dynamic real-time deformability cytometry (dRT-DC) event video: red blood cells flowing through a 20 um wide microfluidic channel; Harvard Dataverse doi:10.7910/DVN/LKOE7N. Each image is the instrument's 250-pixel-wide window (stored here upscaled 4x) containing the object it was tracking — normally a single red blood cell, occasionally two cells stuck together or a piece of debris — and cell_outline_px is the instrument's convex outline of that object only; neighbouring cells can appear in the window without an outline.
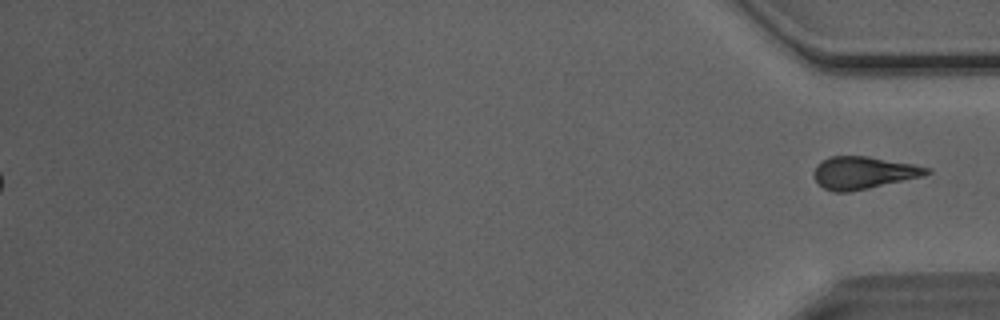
{"species": "Egyptian fruit bat (a non-hibernating species)", "species_latin": "Rousettus aegyptiacus", "temperature_condition": "room temperature", "stored_images_in_passage": 52, "segment_of_instrument_passage": [2, 2], "camera_frame_rate_fps": 3000, "um_per_image_px": 0.085, "animal": {"sex": "male"}, "frame": {"image": 1, "passage_image": 52, "time_ms": 17.0, "image_size_px": [1000, 320], "cell_outline_px": [[932, 172], [920, 176], [868, 188], [848, 192], [832, 192], [824, 188], [812, 176], [812, 172], [816, 164], [832, 156], [868, 156], [912, 164], [932, 168]], "centroid_in_image_um": [73.34, 14.67], "position_along_channel_um": 361.9, "area_um2": 21.1}}